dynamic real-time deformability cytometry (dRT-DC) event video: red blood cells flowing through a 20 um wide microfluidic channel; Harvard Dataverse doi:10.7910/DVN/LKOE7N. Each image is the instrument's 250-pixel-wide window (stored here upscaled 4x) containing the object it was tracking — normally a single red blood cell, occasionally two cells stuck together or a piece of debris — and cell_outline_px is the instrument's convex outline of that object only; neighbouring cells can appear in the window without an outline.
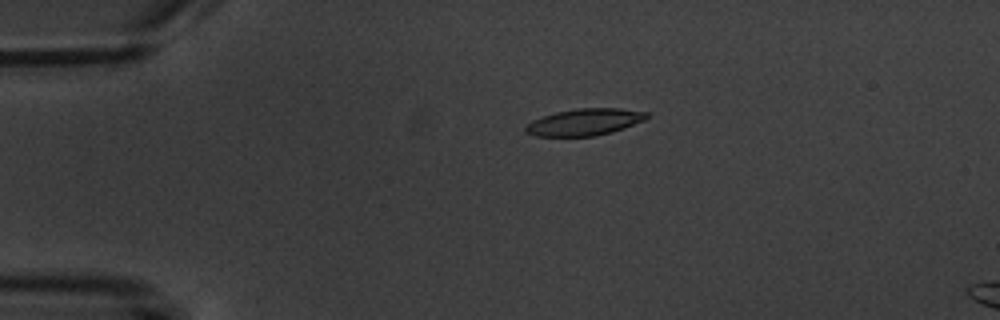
{"species": "common noctule bat (a hibernating species)", "species_latin": "Nyctalus noctula", "temperature_condition": "warm", "stored_images_in_passage": 3, "camera_frame_rate_fps": 3000, "um_per_image_px": 0.085, "animal": {"sex": "male", "body_mass_g": 20.1, "forearm_length_mm": 53.5}, "frame": {"image": 1, "passage_image": 1, "time_ms": 0.0, "image_size_px": [1000, 320], "cell_outline_px": [[652, 116], [648, 120], [612, 132], [596, 136], [536, 136], [524, 132], [524, 128], [532, 120], [556, 112], [576, 108], [620, 108], [648, 112]], "centroid_in_image_um": [49.76, 10.37], "position_along_channel_um": 35.2, "area_um2": 19.19}}